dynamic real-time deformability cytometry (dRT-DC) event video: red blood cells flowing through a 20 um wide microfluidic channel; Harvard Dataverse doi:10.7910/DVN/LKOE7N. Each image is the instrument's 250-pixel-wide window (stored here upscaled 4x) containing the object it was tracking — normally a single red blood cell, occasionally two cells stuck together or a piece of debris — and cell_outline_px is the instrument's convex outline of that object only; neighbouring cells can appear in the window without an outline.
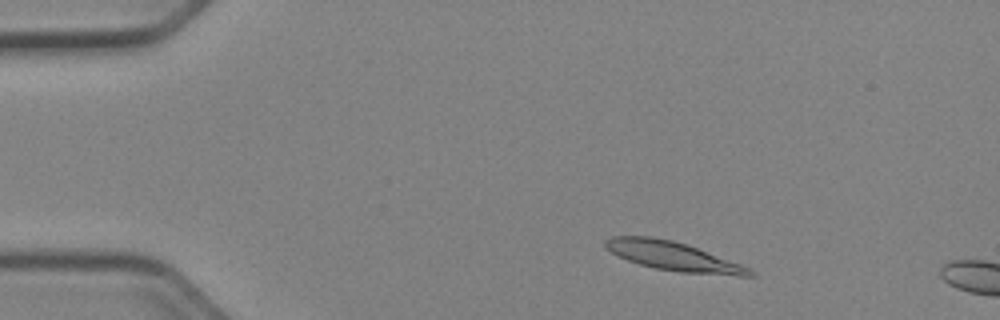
{"species": "Egyptian fruit bat (a non-hibernating species)", "species_latin": "Rousettus aegyptiacus", "temperature_condition": "cold", "stored_images_in_passage": 6, "camera_frame_rate_fps": 3000, "um_per_image_px": 0.085, "animal": {"sex": "female"}, "frame": {"image": 1, "passage_image": 2, "time_ms": 0.333, "image_size_px": [1000, 320], "cell_outline_px": [[756, 276], [740, 276], [680, 272], [656, 268], [640, 264], [628, 260], [612, 252], [604, 244], [604, 240], [612, 236], [652, 236], [672, 240], [696, 248], [740, 264], [756, 272]], "centroid_in_image_um": [57.22, 21.78], "position_along_channel_um": 27.8, "area_um2": 23.87}}